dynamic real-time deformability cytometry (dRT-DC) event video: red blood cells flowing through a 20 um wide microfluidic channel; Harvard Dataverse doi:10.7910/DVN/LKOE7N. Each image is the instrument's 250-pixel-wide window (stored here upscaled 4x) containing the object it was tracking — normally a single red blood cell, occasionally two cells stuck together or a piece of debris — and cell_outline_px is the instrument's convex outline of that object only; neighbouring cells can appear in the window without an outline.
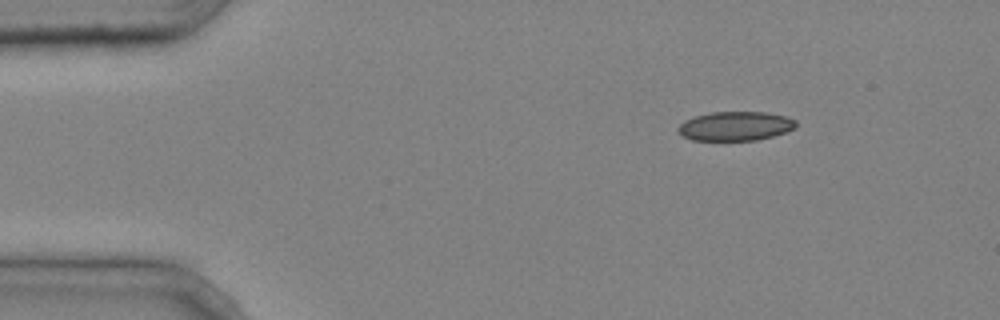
{"species": "common noctule bat (a hibernating species)", "species_latin": "Nyctalus noctula", "temperature_condition": "cold", "stored_images_in_passage": 2, "camera_frame_rate_fps": 3000, "um_per_image_px": 0.085, "animal": {"sex": "male", "body_mass_g": 20.4}, "frame": {"image": 1, "passage_image": 1, "time_ms": 0.0, "image_size_px": [1000, 320], "cell_outline_px": [[796, 128], [772, 136], [756, 140], [692, 140], [684, 136], [676, 128], [684, 120], [696, 116], [712, 112], [764, 112], [788, 116], [796, 120]], "centroid_in_image_um": [62.53, 10.71], "position_along_channel_um": 22.5, "area_um2": 19.94}}